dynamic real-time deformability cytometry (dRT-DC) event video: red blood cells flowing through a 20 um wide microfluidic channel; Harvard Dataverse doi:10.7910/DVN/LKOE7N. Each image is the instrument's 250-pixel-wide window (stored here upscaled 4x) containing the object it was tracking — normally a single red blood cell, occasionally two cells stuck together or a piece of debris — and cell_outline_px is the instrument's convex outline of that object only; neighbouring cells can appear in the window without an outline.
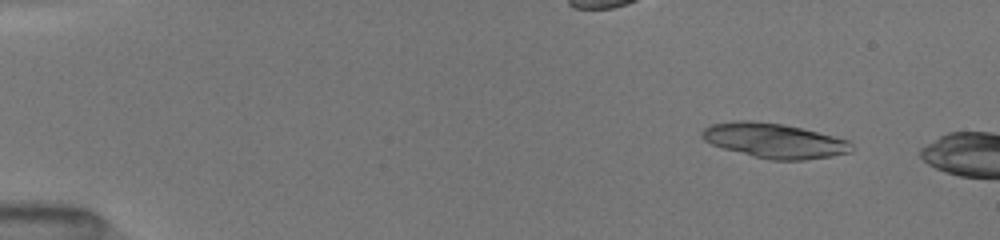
{"species": "common noctule bat (a hibernating species)", "species_latin": "Nyctalus noctula", "temperature_condition": "room temperature", "stored_images_in_passage": 10, "camera_frame_rate_fps": 3000, "um_per_image_px": 0.085, "animal": {"sex": "female", "body_mass_g": 19.5, "forearm_length_mm": 54.1}, "frame": {"image": 1, "passage_image": 2, "time_ms": 0.333, "image_size_px": [1000, 240], "cell_outline_px": [[848, 152], [828, 156], [800, 160], [776, 160], [756, 156], [728, 148], [716, 144], [708, 140], [704, 136], [704, 132], [708, 128], [716, 124], [780, 124], [800, 128], [816, 132], [844, 140]], "centroid_in_image_um": [65.9, 12.0], "position_along_channel_um": 19.1, "area_um2": 27.05}}